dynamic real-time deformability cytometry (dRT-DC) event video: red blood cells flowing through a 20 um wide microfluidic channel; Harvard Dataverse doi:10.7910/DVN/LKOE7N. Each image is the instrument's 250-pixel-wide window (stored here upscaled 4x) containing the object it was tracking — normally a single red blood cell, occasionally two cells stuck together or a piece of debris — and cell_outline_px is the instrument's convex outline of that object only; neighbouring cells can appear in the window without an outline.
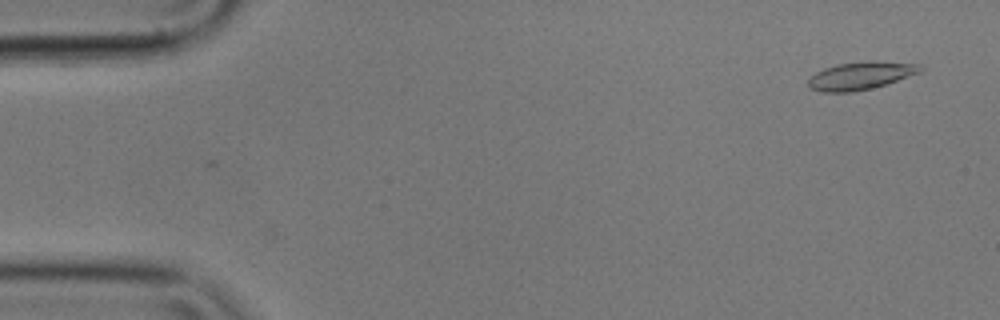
{"species": "common noctule bat (a hibernating species)", "species_latin": "Nyctalus noctula", "temperature_condition": "cold", "stored_images_in_passage": 43, "camera_frame_rate_fps": 3000, "um_per_image_px": 0.085, "animal": {"sex": "male", "body_mass_g": 17.9}, "frame": {"image": 1, "passage_image": 3, "time_ms": 0.667, "image_size_px": [1000, 320], "cell_outline_px": [[924, 68], [920, 72], [872, 88], [852, 92], [820, 92], [812, 88], [808, 84], [808, 80], [816, 72], [824, 68], [836, 64], [872, 60], [876, 60], [920, 64]], "centroid_in_image_um": [73.16, 6.41], "position_along_channel_um": 11.8, "area_um2": 18.09}}
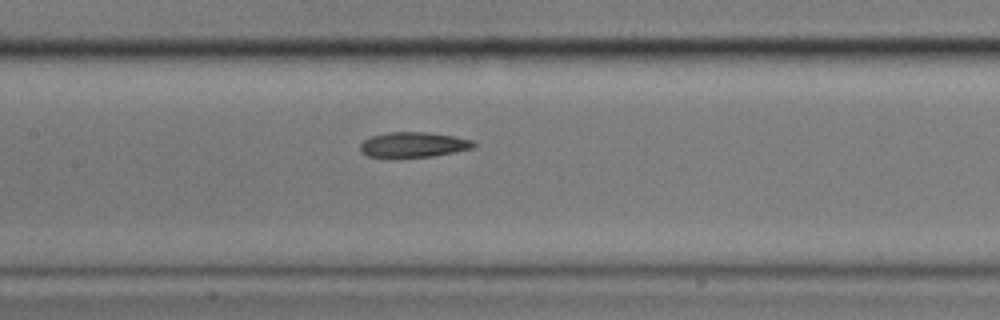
{"frame": {"image": 2, "passage_image": 26, "time_ms": 8.333, "image_size_px": [1000, 320], "cell_outline_px": [[476, 144], [472, 148], [432, 156], [392, 160], [368, 156], [360, 148], [360, 144], [364, 140], [372, 136], [388, 132], [428, 132], [452, 136], [472, 140]], "centroid_in_image_um": [35.08, 12.33], "position_along_channel_um": 172.3, "area_um2": 16.99}}
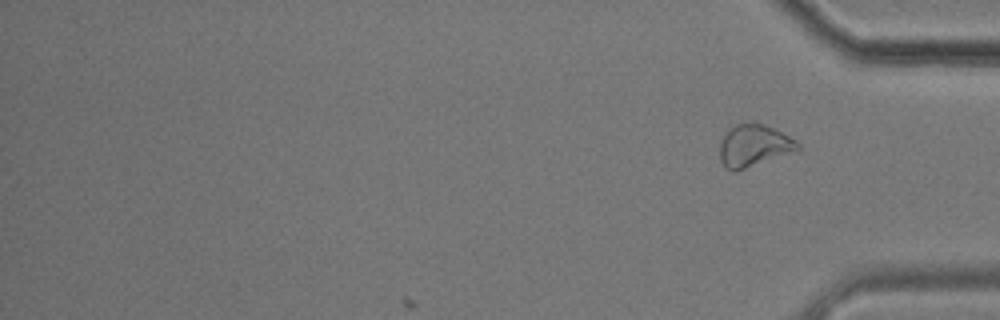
{"frame": {"image": 3, "passage_image": 43, "time_ms": 14.0, "image_size_px": [1000, 320], "cell_outline_px": [[800, 148], [736, 172], [728, 168], [720, 160], [720, 140], [736, 124], [764, 124], [776, 128], [796, 140], [800, 144]], "centroid_in_image_um": [64.08, 12.37], "position_along_channel_um": 371.1, "area_um2": 18.55}, "authors_computed_cell_mechanics": {"area_um2": 17.34, "velocity_mm_per_s": 3.5528, "shape_relaxation_time_tau1_ms": 5.728, "shape_relaxation_time_tau2_ms": 5.3707, "deformation_change_tau1": 0.129, "deformation_change_tau2": 0.1133}}